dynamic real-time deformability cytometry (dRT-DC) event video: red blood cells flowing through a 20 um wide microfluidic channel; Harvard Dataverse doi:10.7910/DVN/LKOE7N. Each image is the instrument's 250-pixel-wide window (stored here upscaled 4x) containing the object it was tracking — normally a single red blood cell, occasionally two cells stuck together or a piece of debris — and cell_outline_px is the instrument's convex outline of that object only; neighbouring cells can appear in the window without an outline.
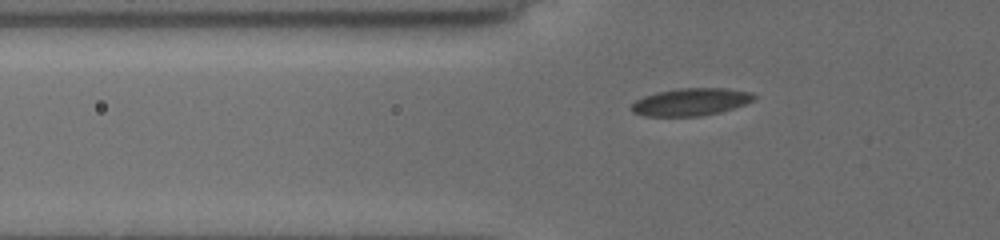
{"species": "common noctule bat (a hibernating species)", "species_latin": "Nyctalus noctula", "temperature_condition": "cold", "stored_images_in_passage": 41, "camera_frame_rate_fps": 3000, "um_per_image_px": 0.085, "animal": {"sex": "female", "body_mass_g": 19.5, "forearm_length_mm": 54.1}, "frame": {"image": 1, "passage_image": 6, "time_ms": 1.667, "image_size_px": [1000, 240], "cell_outline_px": [[756, 96], [752, 100], [744, 104], [720, 112], [700, 116], [644, 116], [632, 112], [628, 108], [636, 100], [644, 96], [656, 92], [680, 88], [724, 88], [752, 92]], "centroid_in_image_um": [58.67, 8.66], "position_along_channel_um": 67.1, "area_um2": 19.59}}
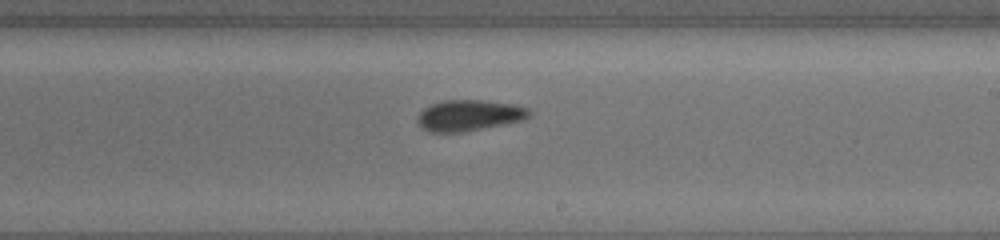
{"frame": {"image": 2, "passage_image": 21, "time_ms": 6.667, "image_size_px": [1000, 240], "cell_outline_px": [[532, 116], [524, 120], [464, 132], [428, 132], [416, 120], [416, 116], [424, 108], [432, 104], [444, 100], [480, 100], [516, 104], [528, 108], [532, 112]], "centroid_in_image_um": [39.91, 9.8], "position_along_channel_um": 249.1, "area_um2": 20.35}}
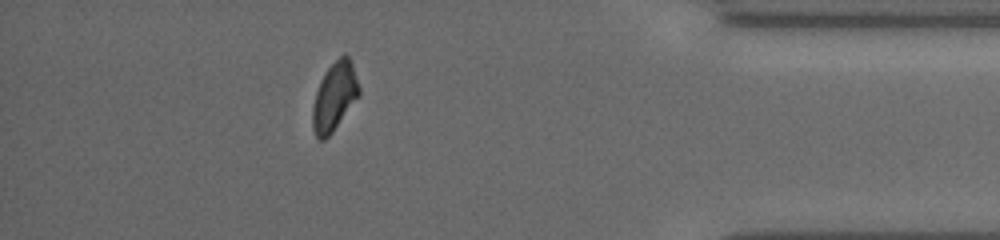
{"frame": {"image": 3, "passage_image": 36, "time_ms": 11.667, "image_size_px": [1000, 240], "cell_outline_px": [[360, 96], [332, 132], [324, 140], [320, 140], [316, 136], [312, 128], [312, 108], [316, 92], [320, 80], [328, 68], [344, 52], [348, 56], [352, 64], [360, 88]], "centroid_in_image_um": [28.43, 8.22], "position_along_channel_um": 406.8, "area_um2": 18.5}, "authors_computed_cell_mechanics": {"area_um2": 19.4786, "velocity_mm_per_s": 3.7695, "shape_relaxation_time_tau1_ms": 3.983, "shape_relaxation_time_tau2_ms": 2.2272, "deformation_change_tau1": 0.081, "deformation_change_tau2": 0.0471}}